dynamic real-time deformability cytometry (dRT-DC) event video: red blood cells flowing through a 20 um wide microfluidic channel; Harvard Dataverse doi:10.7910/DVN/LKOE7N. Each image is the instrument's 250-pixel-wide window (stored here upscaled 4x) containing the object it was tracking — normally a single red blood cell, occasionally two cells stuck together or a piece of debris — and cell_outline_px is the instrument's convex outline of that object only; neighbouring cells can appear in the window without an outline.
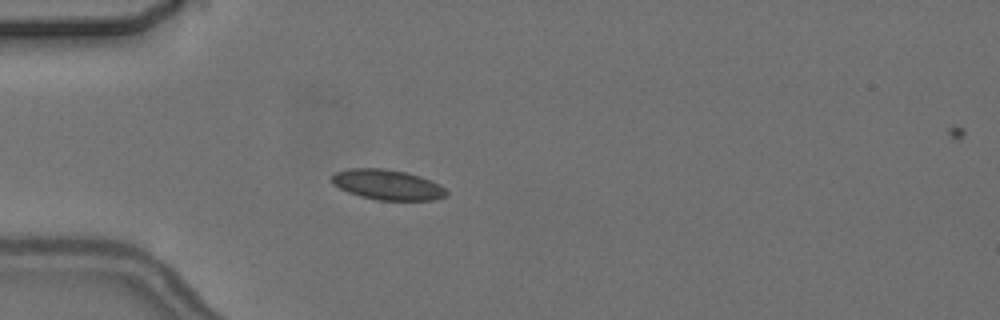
{"species": "common noctule bat (a hibernating species)", "species_latin": "Nyctalus noctula", "temperature_condition": "cold", "stored_images_in_passage": 1, "camera_frame_rate_fps": 3000, "um_per_image_px": 0.085, "animal": {"sex": "female", "body_mass_g": 24.6, "forearm_length_mm": 56.2}, "frame": {"image": 1, "passage_image": 1, "time_ms": 0.0, "image_size_px": [1000, 320], "cell_outline_px": [[448, 196], [432, 200], [376, 200], [360, 196], [348, 192], [332, 184], [332, 176], [336, 172], [348, 168], [384, 168], [404, 172], [420, 176], [444, 188], [448, 192]], "centroid_in_image_um": [32.9, 15.7], "position_along_channel_um": 52.1, "area_um2": 20.06}}